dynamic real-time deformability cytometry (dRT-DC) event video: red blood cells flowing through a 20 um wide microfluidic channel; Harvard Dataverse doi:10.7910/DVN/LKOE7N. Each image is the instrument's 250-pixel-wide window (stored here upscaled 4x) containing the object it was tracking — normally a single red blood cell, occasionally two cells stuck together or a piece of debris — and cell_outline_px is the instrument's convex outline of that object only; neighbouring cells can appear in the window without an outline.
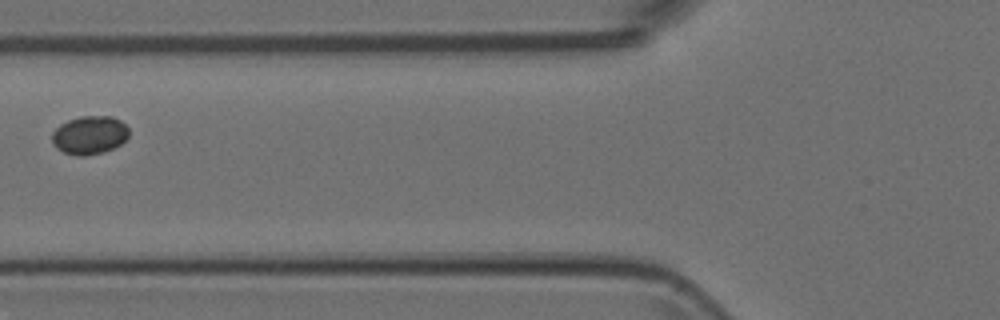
{"species": "Egyptian fruit bat (a non-hibernating species)", "species_latin": "Rousettus aegyptiacus", "temperature_condition": "room temperature", "stored_images_in_passage": 3, "camera_frame_rate_fps": 3000, "um_per_image_px": 0.085, "animal": {"sex": "female"}, "frame": {"image": 1, "passage_image": 3, "time_ms": 0.667, "image_size_px": [1000, 320], "cell_outline_px": [[128, 136], [120, 144], [104, 152], [84, 156], [80, 156], [64, 152], [56, 148], [52, 144], [52, 132], [60, 124], [68, 120], [80, 116], [112, 116], [120, 120], [128, 128]], "centroid_in_image_um": [7.59, 11.47], "position_along_channel_um": 118.2, "area_um2": 17.17}}